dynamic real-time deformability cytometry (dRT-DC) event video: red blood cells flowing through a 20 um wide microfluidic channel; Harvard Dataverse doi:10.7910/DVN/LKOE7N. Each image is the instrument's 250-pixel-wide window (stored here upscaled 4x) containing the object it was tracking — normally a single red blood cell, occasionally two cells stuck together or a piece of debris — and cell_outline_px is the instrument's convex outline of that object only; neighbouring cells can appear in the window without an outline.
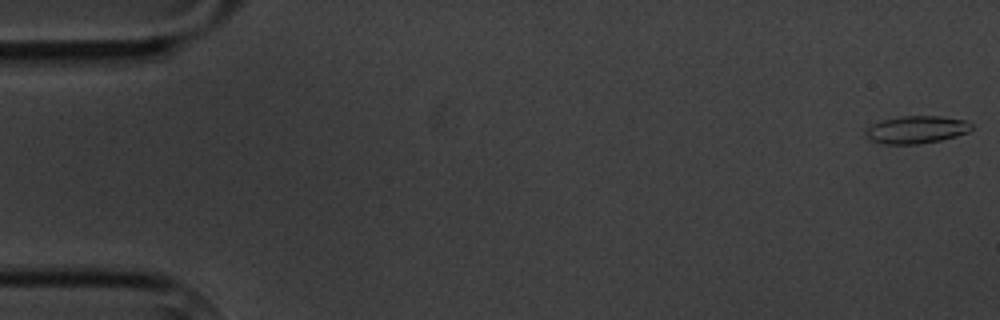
{"species": "common noctule bat (a hibernating species)", "species_latin": "Nyctalus noctula", "temperature_condition": "cold", "stored_images_in_passage": 11, "camera_frame_rate_fps": 3000, "um_per_image_px": 0.085, "animal": {"sex": "male", "body_mass_g": 20.1, "forearm_length_mm": 53.5}, "frame": {"image": 1, "passage_image": 1, "time_ms": 0.0, "image_size_px": [1000, 320], "cell_outline_px": [[972, 128], [968, 132], [956, 136], [940, 140], [920, 144], [884, 144], [872, 140], [864, 132], [872, 124], [880, 120], [904, 116], [940, 116], [968, 120], [972, 124]], "centroid_in_image_um": [77.93, 11.01], "position_along_channel_um": 7.1, "area_um2": 16.99}}
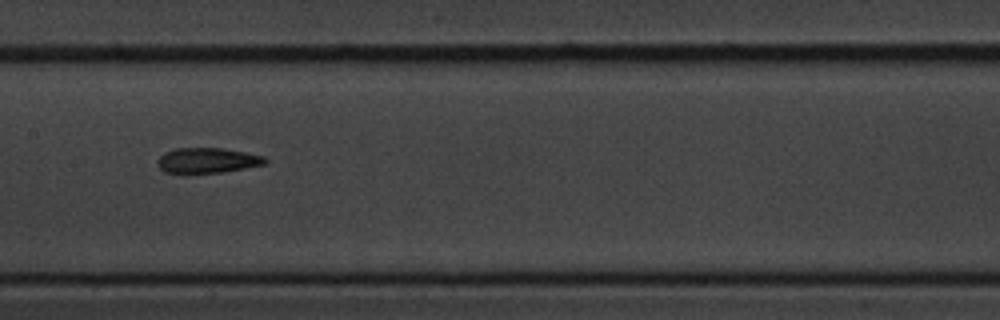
{"frame": {"image": 2, "passage_image": 8, "time_ms": 9.333, "image_size_px": [1000, 320], "cell_outline_px": [[268, 160], [264, 164], [224, 172], [184, 176], [164, 172], [156, 164], [156, 160], [164, 152], [176, 148], [220, 148], [244, 152], [264, 156]], "centroid_in_image_um": [17.53, 13.68], "position_along_channel_um": 189.9, "area_um2": 16.47}}
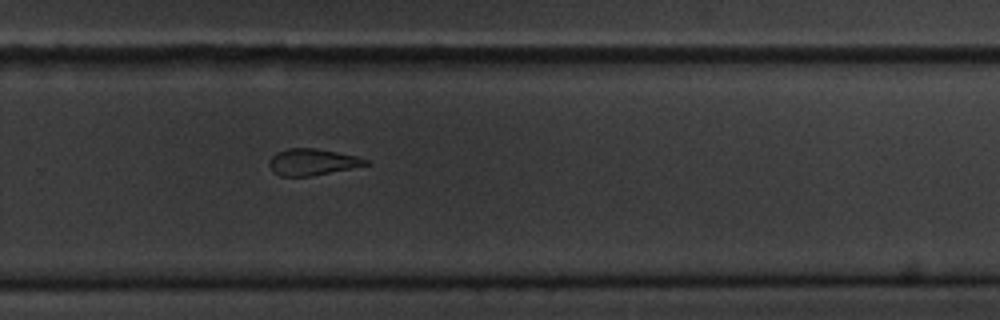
{"frame": {"image": 3, "passage_image": 11, "time_ms": 12.667, "image_size_px": [1000, 320], "cell_outline_px": [[372, 164], [312, 176], [280, 176], [272, 172], [268, 164], [268, 160], [276, 152], [288, 148], [316, 148], [356, 156], [368, 160]], "centroid_in_image_um": [26.52, 13.77], "position_along_channel_um": 303.3, "area_um2": 15.03}}